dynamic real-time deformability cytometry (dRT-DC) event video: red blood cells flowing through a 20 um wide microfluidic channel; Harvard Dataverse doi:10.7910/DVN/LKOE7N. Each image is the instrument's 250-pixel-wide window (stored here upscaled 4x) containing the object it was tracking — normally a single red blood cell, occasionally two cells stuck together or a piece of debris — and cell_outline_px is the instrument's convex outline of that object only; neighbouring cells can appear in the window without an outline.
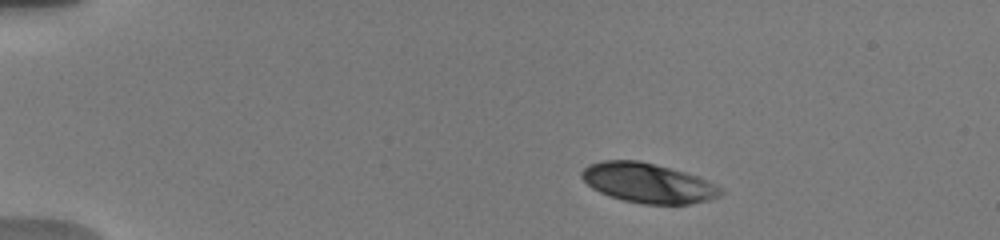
{"species": "human", "species_latin": "Homo sapiens", "temperature_condition": "warm", "stored_images_in_passage": 31, "camera_frame_rate_fps": 3000, "um_per_image_px": 0.085, "donor": {"sex": "male"}, "frame": {"image": 1, "passage_image": 3, "time_ms": 1.333, "image_size_px": [1000, 240], "cell_outline_px": [[724, 192], [720, 196], [708, 200], [688, 204], [644, 204], [624, 200], [608, 196], [592, 188], [580, 176], [580, 172], [588, 164], [604, 160], [640, 160], [684, 172], [696, 176], [724, 188]], "centroid_in_image_um": [55.07, 15.55], "position_along_channel_um": 29.9, "area_um2": 32.14}}
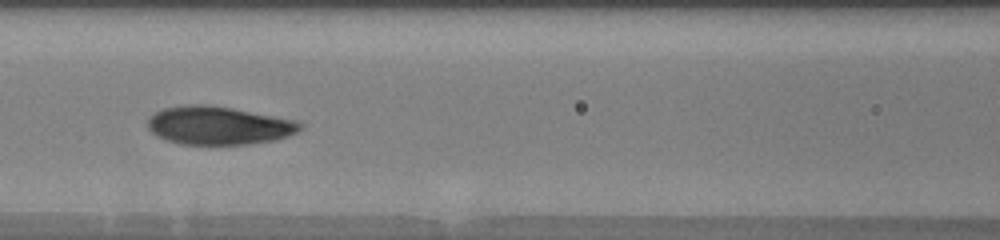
{"frame": {"image": 2, "passage_image": 12, "time_ms": 6.667, "image_size_px": [1000, 240], "cell_outline_px": [[304, 124], [296, 132], [288, 136], [276, 140], [248, 144], [180, 144], [164, 140], [156, 136], [148, 128], [148, 120], [156, 112], [164, 108], [184, 104], [208, 104], [232, 108], [296, 120]], "centroid_in_image_um": [18.57, 10.66], "position_along_channel_um": 148.0, "area_um2": 34.04}}
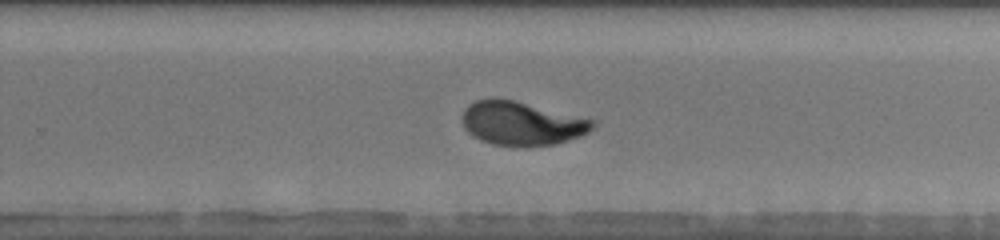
{"frame": {"image": 3, "passage_image": 18, "time_ms": 10.333, "image_size_px": [1000, 240], "cell_outline_px": [[596, 124], [588, 132], [580, 136], [556, 144], [524, 148], [492, 144], [480, 140], [468, 132], [464, 128], [464, 108], [468, 104], [476, 100], [492, 96], [496, 96], [516, 100], [596, 120]], "centroid_in_image_um": [44.35, 10.48], "position_along_channel_um": 285.5, "area_um2": 33.99}, "authors_computed_cell_mechanics": {"area_um2": 33.6396, "velocity_mm_per_s": 3.7553, "shape_relaxation_time_tau1_ms": 3.891, "shape_relaxation_time_tau2_ms": 0.9343, "deformation_change_tau1": 0.1852, "deformation_change_tau2": 0.0476}}